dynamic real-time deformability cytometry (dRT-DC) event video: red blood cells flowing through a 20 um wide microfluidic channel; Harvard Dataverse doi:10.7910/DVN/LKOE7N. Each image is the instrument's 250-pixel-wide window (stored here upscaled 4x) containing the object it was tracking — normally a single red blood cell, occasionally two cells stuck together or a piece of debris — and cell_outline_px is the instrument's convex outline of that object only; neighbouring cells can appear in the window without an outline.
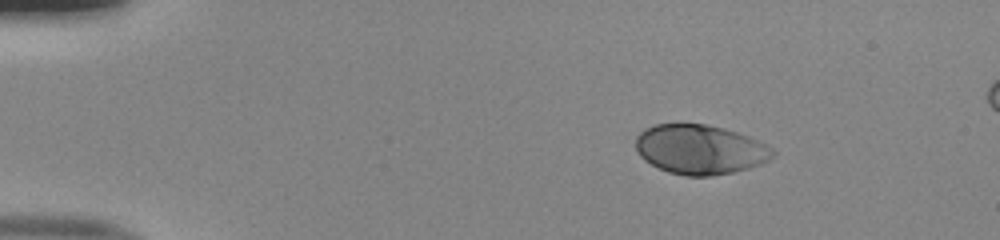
{"species": "human", "species_latin": "Homo sapiens", "temperature_condition": "room temperature", "stored_images_in_passage": 44, "camera_frame_rate_fps": 3000, "um_per_image_px": 0.085, "donor": {"sex": "male"}, "frame": {"image": 1, "passage_image": 1, "time_ms": 0.0, "image_size_px": [1000, 240], "cell_outline_px": [[776, 152], [768, 160], [760, 164], [748, 168], [732, 172], [712, 176], [684, 176], [668, 172], [644, 160], [640, 156], [636, 148], [636, 136], [644, 128], [656, 124], [708, 124], [724, 128], [748, 136], [772, 148]], "centroid_in_image_um": [59.48, 12.7], "position_along_channel_um": 25.5, "area_um2": 39.48}}
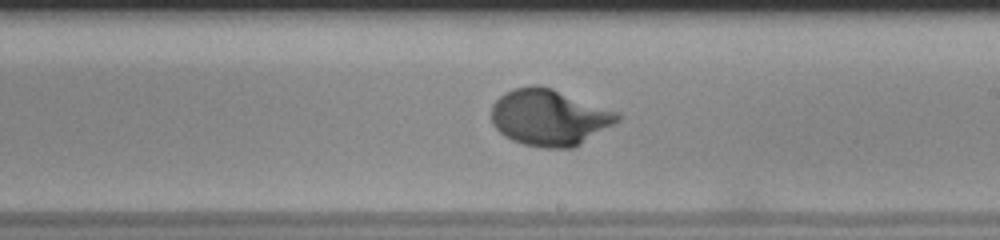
{"frame": {"image": 2, "passage_image": 24, "time_ms": 7.667, "image_size_px": [1000, 240], "cell_outline_px": [[620, 120], [580, 144], [572, 148], [544, 148], [524, 144], [512, 140], [504, 136], [492, 124], [492, 104], [504, 92], [512, 88], [532, 84], [536, 84], [552, 88], [620, 112]], "centroid_in_image_um": [46.68, 9.96], "position_along_channel_um": 242.3, "area_um2": 41.56}}
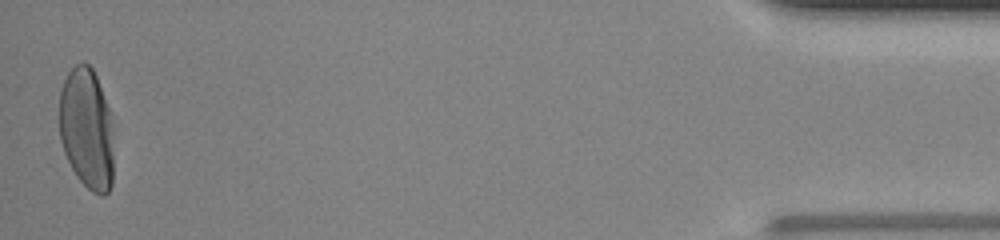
{"frame": {"image": 3, "passage_image": 44, "time_ms": 14.333, "image_size_px": [1000, 240], "cell_outline_px": [[112, 184], [108, 192], [104, 196], [100, 196], [92, 192], [76, 176], [64, 152], [60, 140], [60, 88], [68, 72], [76, 64], [84, 60], [92, 68], [96, 76], [112, 116]], "centroid_in_image_um": [7.37, 10.94], "position_along_channel_um": 427.8, "area_um2": 38.61}, "authors_computed_cell_mechanics": {"area_um2": 39.1595, "velocity_mm_per_s": 3.9942, "shape_relaxation_time_tau1_ms": 2.5464, "shape_relaxation_time_tau2_ms": null, "deformation_change_tau1": 0.1862, "deformation_change_tau2": null}}